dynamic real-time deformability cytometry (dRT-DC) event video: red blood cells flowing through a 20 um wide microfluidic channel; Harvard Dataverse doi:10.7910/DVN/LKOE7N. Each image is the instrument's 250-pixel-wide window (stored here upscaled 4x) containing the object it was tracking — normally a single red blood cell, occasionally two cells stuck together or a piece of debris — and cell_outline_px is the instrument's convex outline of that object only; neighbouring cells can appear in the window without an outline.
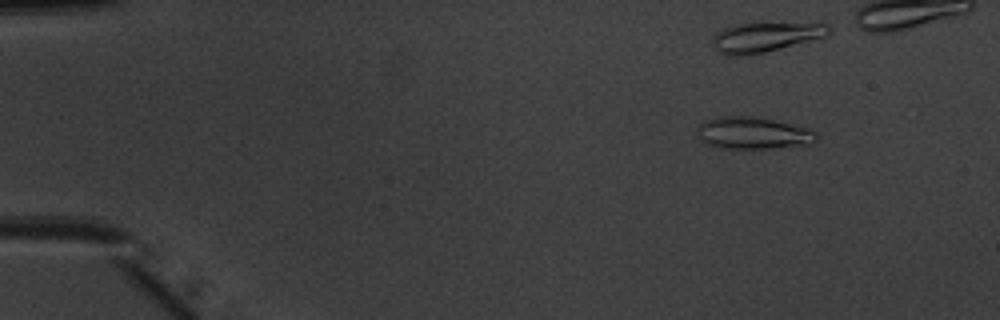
{"species": "common noctule bat (a hibernating species)", "species_latin": "Nyctalus noctula", "temperature_condition": "warm", "stored_images_in_passage": 46, "camera_frame_rate_fps": 3000, "um_per_image_px": 0.085, "animal": {"sex": "male", "body_mass_g": 20.1, "forearm_length_mm": 53.5}, "frame": {"image": 1, "passage_image": 7, "time_ms": 2.0, "image_size_px": [1000, 320], "cell_outline_px": [[820, 136], [816, 140], [808, 144], [772, 148], [720, 148], [708, 144], [700, 140], [696, 128], [696, 124], [704, 120], [720, 116], [752, 116], [776, 120], [808, 128], [816, 132]], "centroid_in_image_um": [63.98, 11.29], "position_along_channel_um": 21.0, "area_um2": 22.48}}